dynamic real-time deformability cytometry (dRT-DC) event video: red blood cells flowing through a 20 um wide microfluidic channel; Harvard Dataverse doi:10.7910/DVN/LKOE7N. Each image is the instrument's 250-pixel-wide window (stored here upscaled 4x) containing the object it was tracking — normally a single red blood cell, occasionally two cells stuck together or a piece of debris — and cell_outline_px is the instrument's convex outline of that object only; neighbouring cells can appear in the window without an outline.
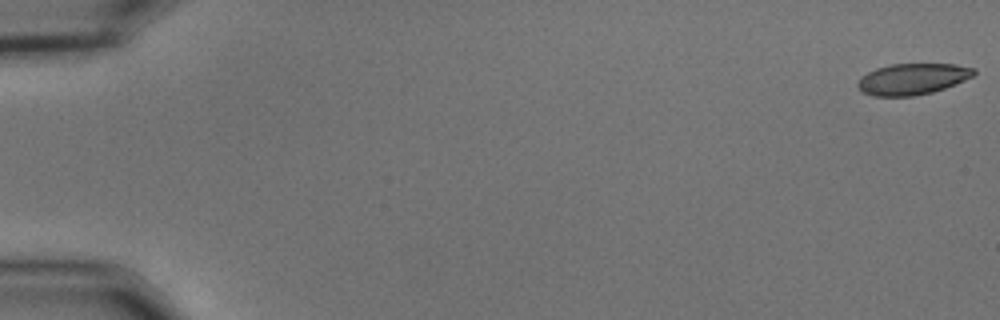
{"species": "common noctule bat (a hibernating species)", "species_latin": "Nyctalus noctula", "temperature_condition": "cold", "stored_images_in_passage": 56, "camera_frame_rate_fps": 3000, "um_per_image_px": 0.085, "animal": {"sex": "male", "body_mass_g": 15.6}, "frame": {"image": 1, "passage_image": 1, "time_ms": 0.0, "image_size_px": [1000, 320], "cell_outline_px": [[976, 72], [972, 76], [956, 84], [932, 92], [912, 96], [872, 96], [864, 92], [856, 84], [860, 76], [876, 68], [892, 64], [956, 64], [976, 68]], "centroid_in_image_um": [77.56, 6.71], "position_along_channel_um": 7.4, "area_um2": 21.1}}
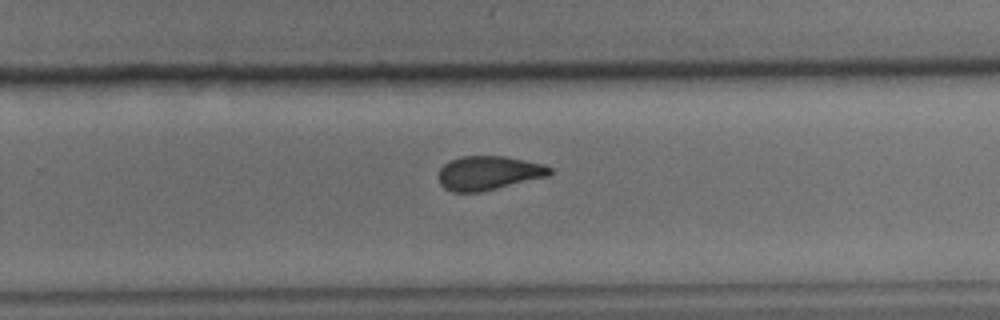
{"frame": {"image": 2, "passage_image": 37, "time_ms": 12.0, "image_size_px": [1000, 320], "cell_outline_px": [[552, 172], [548, 176], [480, 192], [452, 192], [444, 188], [440, 184], [440, 168], [444, 164], [452, 160], [464, 156], [504, 156], [544, 164], [552, 168]], "centroid_in_image_um": [41.54, 14.7], "position_along_channel_um": 288.3, "area_um2": 21.85}}
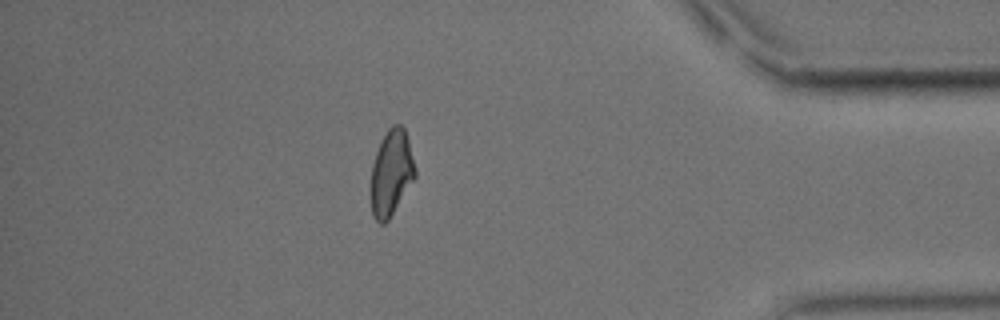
{"frame": {"image": 3, "passage_image": 49, "time_ms": 16.0, "image_size_px": [1000, 320], "cell_outline_px": [[416, 176], [388, 220], [384, 224], [380, 224], [372, 216], [372, 164], [376, 152], [388, 128], [392, 124], [400, 124], [404, 128], [408, 140], [416, 168]], "centroid_in_image_um": [33.27, 14.69], "position_along_channel_um": 401.9, "area_um2": 21.73}, "authors_computed_cell_mechanics": {"area_um2": 22.4264, "velocity_mm_per_s": 3.6704, "shape_relaxation_time_tau1_ms": 9.3361, "shape_relaxation_time_tau2_ms": 2.3051, "deformation_change_tau1": 0.1945, "deformation_change_tau2": 0.0754}}